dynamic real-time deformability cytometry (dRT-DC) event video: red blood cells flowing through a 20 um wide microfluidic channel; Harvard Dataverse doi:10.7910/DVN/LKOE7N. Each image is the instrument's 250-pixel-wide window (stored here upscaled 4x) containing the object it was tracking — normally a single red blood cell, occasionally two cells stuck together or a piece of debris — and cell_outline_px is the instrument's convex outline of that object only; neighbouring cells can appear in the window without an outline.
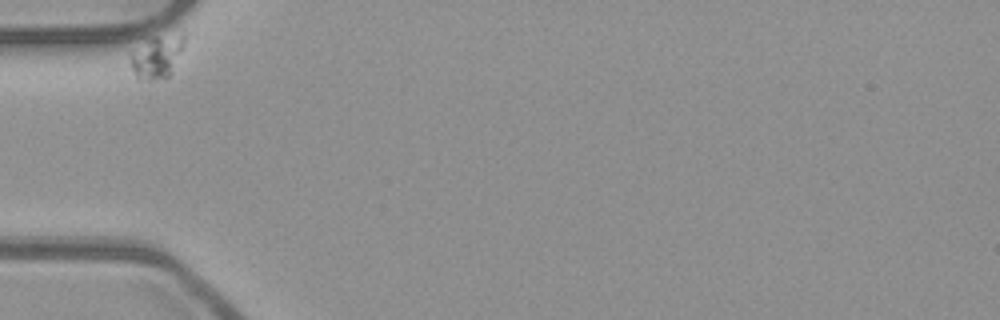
{"species": "common noctule bat (a hibernating species)", "species_latin": "Nyctalus noctula", "temperature_condition": "room temperature", "stored_images_in_passage": 34, "camera_frame_rate_fps": 3000, "um_per_image_px": 0.085, "animal": {"sex": "male", "body_mass_g": 23.1, "forearm_length_mm": 52.7}, "frame": {"image": 1, "passage_image": 1, "time_ms": 0.0, "image_size_px": [1000, 320], "cell_outline_px": [[184, 44], [172, 72], [168, 76], [152, 80], [148, 80], [136, 76], [132, 68], [132, 56], [152, 36], [184, 32]], "centroid_in_image_um": [13.43, 4.78], "position_along_channel_um": 71.6, "area_um2": 12.83}}
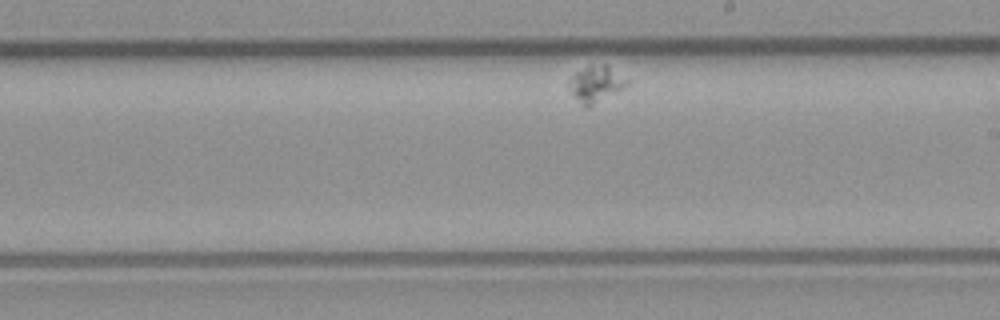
{"frame": {"image": 2, "passage_image": 20, "time_ms": 6.333, "image_size_px": [1000, 320], "cell_outline_px": [[628, 84], [588, 108], [584, 108], [568, 88], [568, 80], [576, 72], [588, 68], [604, 64], [608, 64], [628, 80]], "centroid_in_image_um": [50.63, 7.16], "position_along_channel_um": 238.4, "area_um2": 11.85}}
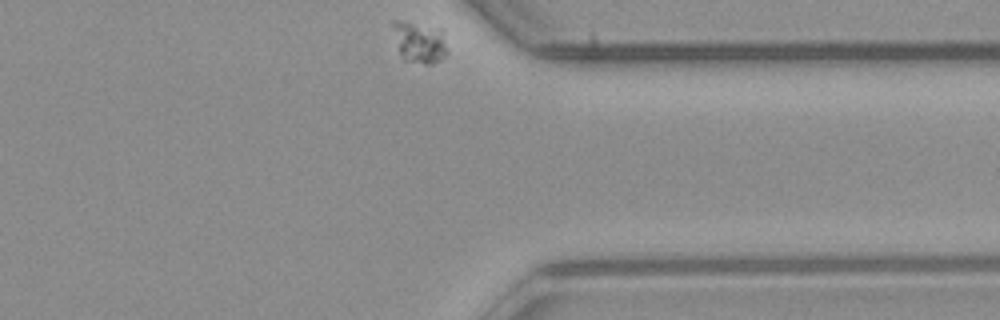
{"frame": {"image": 3, "passage_image": 34, "time_ms": 11.0, "image_size_px": [1000, 320], "cell_outline_px": [[448, 52], [440, 60], [432, 64], [424, 64], [404, 60], [400, 52], [392, 24], [392, 20], [400, 20], [440, 28]], "centroid_in_image_um": [35.66, 3.59], "position_along_channel_um": 375.7, "area_um2": 12.89}}